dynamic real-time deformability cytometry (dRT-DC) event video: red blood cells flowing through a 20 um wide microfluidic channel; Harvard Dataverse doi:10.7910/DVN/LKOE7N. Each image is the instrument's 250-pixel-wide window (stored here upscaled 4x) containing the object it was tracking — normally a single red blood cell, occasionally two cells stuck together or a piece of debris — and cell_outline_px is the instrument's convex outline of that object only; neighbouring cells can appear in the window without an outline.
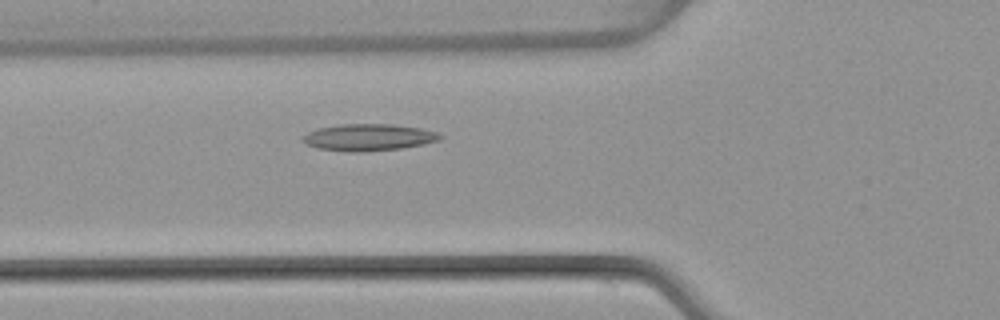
{"species": "common noctule bat (a hibernating species)", "species_latin": "Nyctalus noctula", "temperature_condition": "warm", "stored_images_in_passage": 48, "camera_frame_rate_fps": 3000, "um_per_image_px": 0.085, "animal": {"sex": "female", "body_mass_g": 22.7, "forearm_length_mm": 54.2}, "frame": {"image": 1, "passage_image": 16, "time_ms": 5.0, "image_size_px": [1000, 320], "cell_outline_px": [[444, 136], [440, 140], [424, 144], [400, 148], [356, 152], [348, 152], [316, 148], [300, 140], [300, 136], [308, 132], [320, 128], [340, 124], [392, 124], [420, 128], [436, 132]], "centroid_in_image_um": [31.3, 11.67], "position_along_channel_um": 94.5, "area_um2": 21.44}}
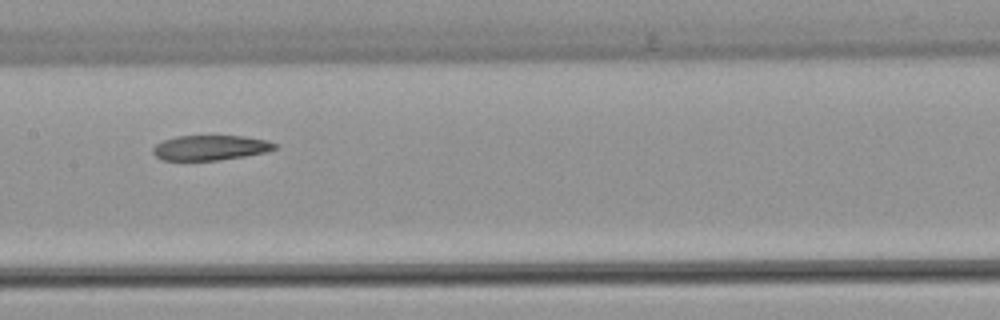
{"frame": {"image": 2, "passage_image": 23, "time_ms": 7.333, "image_size_px": [1000, 320], "cell_outline_px": [[276, 148], [264, 152], [244, 156], [220, 160], [160, 160], [152, 152], [152, 148], [156, 144], [164, 140], [176, 136], [244, 136], [268, 140], [276, 144]], "centroid_in_image_um": [17.85, 12.55], "position_along_channel_um": 189.5, "area_um2": 17.69}}
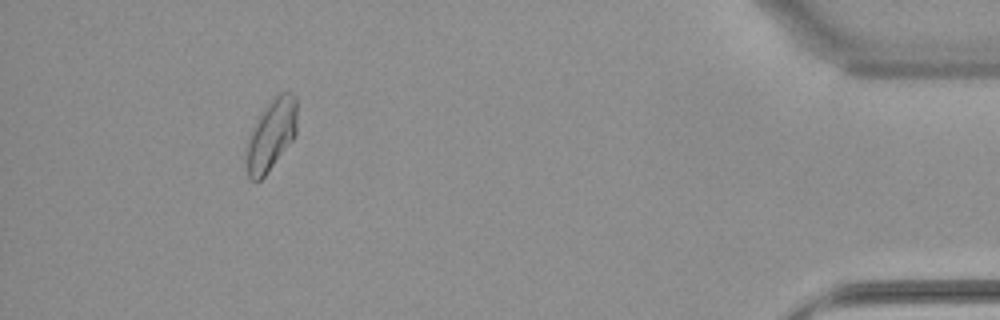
{"frame": {"image": 3, "passage_image": 44, "time_ms": 14.333, "image_size_px": [1000, 320], "cell_outline_px": [[296, 136], [264, 176], [256, 184], [248, 176], [244, 168], [244, 148], [252, 128], [260, 112], [276, 92], [288, 92], [296, 96]], "centroid_in_image_um": [22.99, 11.48], "position_along_channel_um": 412.2, "area_um2": 21.73}, "authors_computed_cell_mechanics": {"area_um2": 19.7965, "velocity_mm_per_s": 4.064, "shape_relaxation_time_tau1_ms": null, "shape_relaxation_time_tau2_ms": 8.1283, "deformation_change_tau1": null, "deformation_change_tau2": 0.1767}}